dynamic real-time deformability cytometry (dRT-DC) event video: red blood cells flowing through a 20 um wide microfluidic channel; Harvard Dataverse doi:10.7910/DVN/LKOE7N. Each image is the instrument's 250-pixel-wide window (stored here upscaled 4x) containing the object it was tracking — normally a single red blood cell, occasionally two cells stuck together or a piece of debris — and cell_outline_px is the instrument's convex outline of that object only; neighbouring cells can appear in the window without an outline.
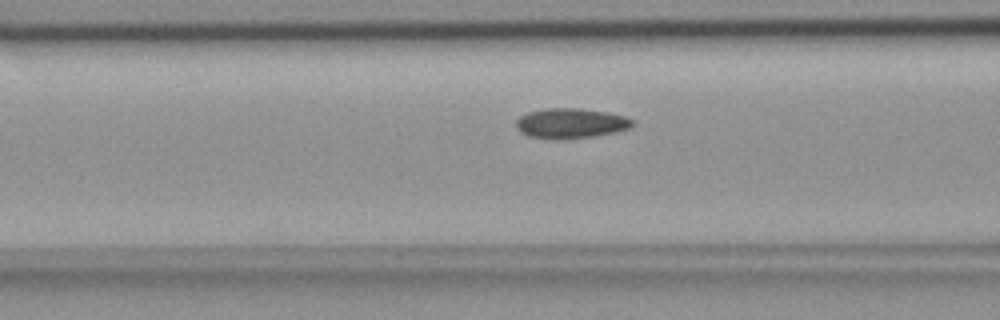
{"species": "common noctule bat (a hibernating species)", "species_latin": "Nyctalus noctula", "temperature_condition": "room temperature", "stored_images_in_passage": 36, "camera_frame_rate_fps": 3000, "um_per_image_px": 0.085, "animal": {"sex": "female", "body_mass_g": 18.4}, "frame": {"image": 1, "passage_image": 6, "time_ms": 1.667, "image_size_px": [1000, 320], "cell_outline_px": [[636, 124], [632, 128], [596, 136], [528, 136], [520, 132], [516, 128], [516, 120], [520, 116], [528, 112], [544, 108], [580, 108], [608, 112], [624, 116], [636, 120]], "centroid_in_image_um": [48.59, 10.42], "position_along_channel_um": 118.0, "area_um2": 19.83}}
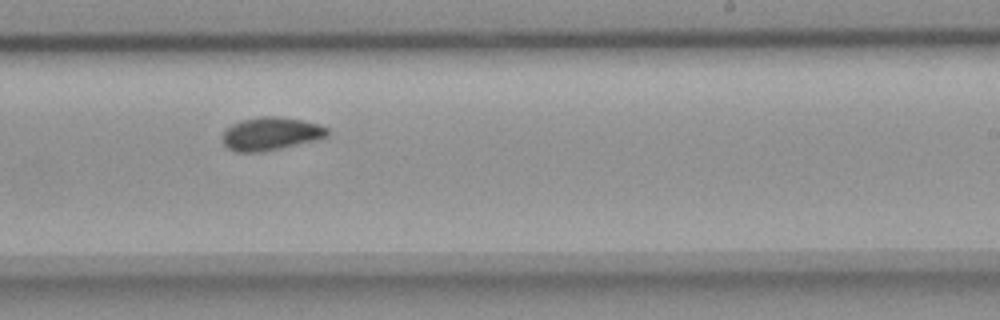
{"frame": {"image": 2, "passage_image": 18, "time_ms": 5.667, "image_size_px": [1000, 320], "cell_outline_px": [[328, 136], [316, 140], [264, 152], [236, 152], [228, 148], [220, 140], [224, 132], [232, 124], [244, 120], [260, 116], [276, 116], [300, 120], [320, 124], [328, 128]], "centroid_in_image_um": [23.01, 11.38], "position_along_channel_um": 266.0, "area_um2": 20.23}}
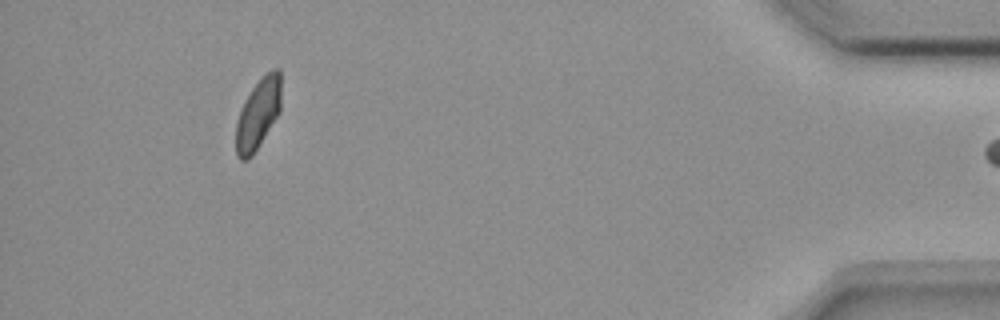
{"frame": {"image": 3, "passage_image": 35, "time_ms": 11.333, "image_size_px": [1000, 320], "cell_outline_px": [[280, 112], [252, 156], [248, 160], [240, 160], [236, 156], [236, 120], [244, 100], [252, 88], [272, 68], [280, 68]], "centroid_in_image_um": [21.92, 9.71], "position_along_channel_um": 413.3, "area_um2": 18.5}}